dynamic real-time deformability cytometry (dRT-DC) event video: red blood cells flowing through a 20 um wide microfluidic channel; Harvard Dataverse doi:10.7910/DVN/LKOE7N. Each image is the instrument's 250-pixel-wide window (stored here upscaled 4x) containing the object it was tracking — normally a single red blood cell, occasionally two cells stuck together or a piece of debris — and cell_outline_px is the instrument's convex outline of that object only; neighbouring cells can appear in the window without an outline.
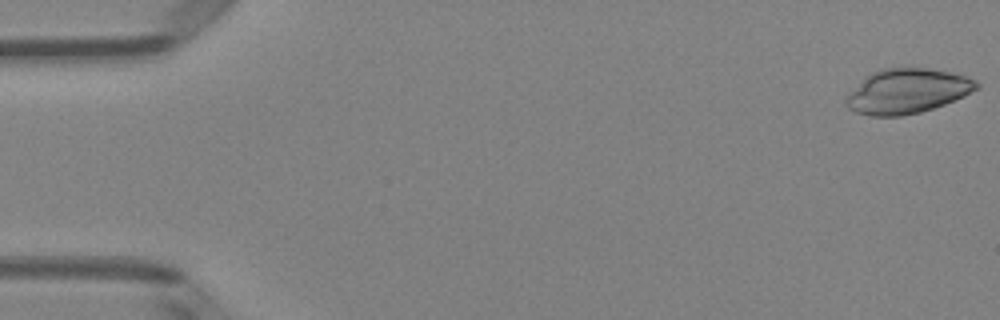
{"species": "Egyptian fruit bat (a non-hibernating species)", "species_latin": "Rousettus aegyptiacus", "temperature_condition": "room temperature", "stored_images_in_passage": 50, "camera_frame_rate_fps": 3000, "um_per_image_px": 0.085, "animal": {"sex": "female"}, "frame": {"image": 1, "passage_image": 1, "time_ms": 0.0, "image_size_px": [1000, 320], "cell_outline_px": [[980, 88], [964, 96], [944, 104], [920, 112], [900, 116], [868, 116], [856, 112], [848, 108], [844, 100], [844, 96], [864, 76], [872, 72], [884, 68], [928, 68], [948, 72], [964, 76], [976, 80], [980, 84]], "centroid_in_image_um": [77.06, 7.75], "position_along_channel_um": 7.9, "area_um2": 34.16}}
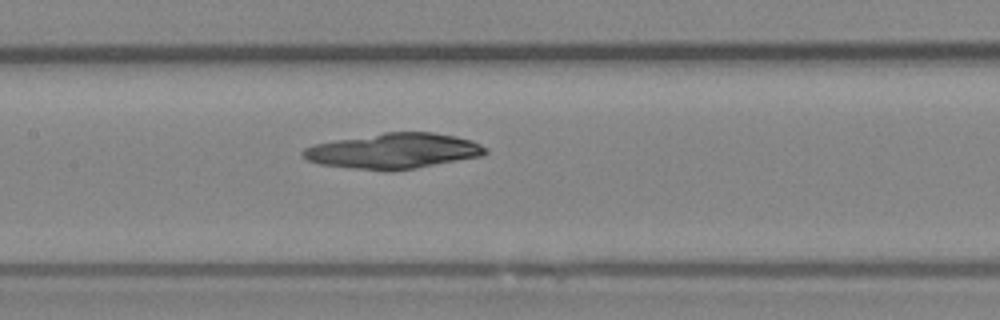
{"frame": {"image": 2, "passage_image": 24, "time_ms": 7.667, "image_size_px": [1000, 320], "cell_outline_px": [[488, 152], [480, 156], [416, 168], [392, 172], [388, 172], [352, 168], [320, 164], [308, 160], [300, 152], [304, 148], [312, 144], [384, 132], [432, 132], [456, 136], [472, 140], [488, 148]], "centroid_in_image_um": [33.45, 12.83], "position_along_channel_um": 173.9, "area_um2": 37.74}}
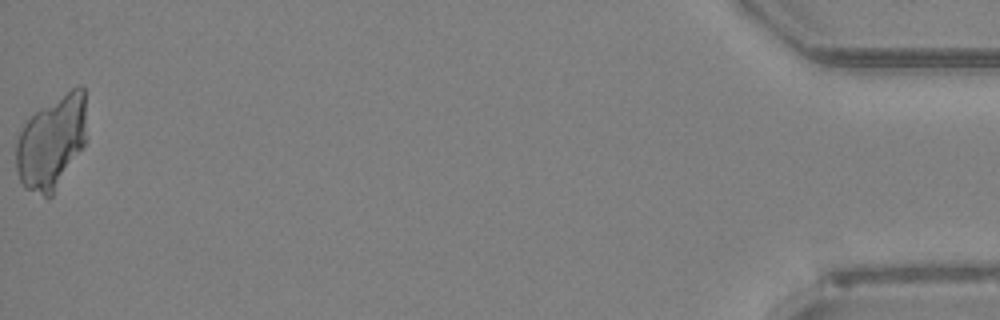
{"frame": {"image": 3, "passage_image": 50, "time_ms": 16.333, "image_size_px": [1000, 320], "cell_outline_px": [[84, 144], [52, 196], [48, 200], [24, 188], [20, 180], [16, 168], [16, 140], [24, 124], [40, 108], [76, 84], [80, 84], [84, 88]], "centroid_in_image_um": [4.35, 12.11], "position_along_channel_um": 430.9, "area_um2": 38.09}}